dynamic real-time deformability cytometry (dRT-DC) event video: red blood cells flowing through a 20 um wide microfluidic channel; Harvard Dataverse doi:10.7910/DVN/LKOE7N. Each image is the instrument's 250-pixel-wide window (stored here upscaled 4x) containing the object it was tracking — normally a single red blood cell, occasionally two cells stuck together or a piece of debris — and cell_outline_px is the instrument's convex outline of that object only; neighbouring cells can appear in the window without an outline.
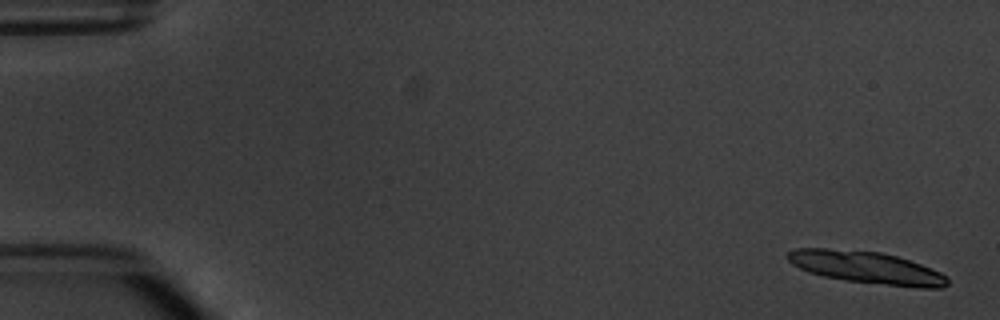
{"species": "common noctule bat (a hibernating species)", "species_latin": "Nyctalus noctula", "temperature_condition": "warm", "stored_images_in_passage": 5, "camera_frame_rate_fps": 3000, "um_per_image_px": 0.085, "animal": {"sex": "male", "body_mass_g": 20.1, "forearm_length_mm": 53.5}, "frame": {"image": 1, "passage_image": 1, "time_ms": 0.0, "image_size_px": [1000, 320], "cell_outline_px": [[948, 284], [944, 288], [920, 288], [844, 280], [824, 276], [808, 272], [792, 264], [788, 260], [788, 252], [796, 248], [828, 248], [880, 252], [896, 256], [920, 264], [940, 272], [948, 276]], "centroid_in_image_um": [73.67, 22.74], "position_along_channel_um": 11.3, "area_um2": 29.82}}